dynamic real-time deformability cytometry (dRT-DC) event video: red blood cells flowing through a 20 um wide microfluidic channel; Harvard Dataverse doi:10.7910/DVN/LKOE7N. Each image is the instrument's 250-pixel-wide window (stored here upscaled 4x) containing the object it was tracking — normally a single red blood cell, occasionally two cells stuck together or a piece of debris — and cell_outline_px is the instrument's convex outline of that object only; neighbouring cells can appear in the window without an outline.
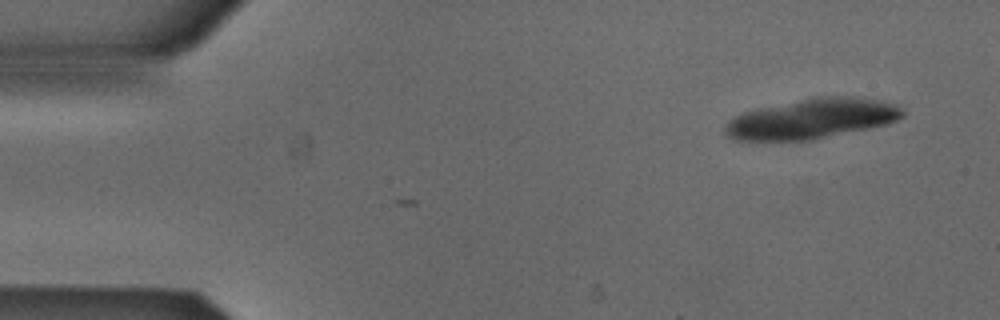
{"species": "Egyptian fruit bat (a non-hibernating species)", "species_latin": "Rousettus aegyptiacus", "temperature_condition": "cold", "stored_images_in_passage": 3, "camera_frame_rate_fps": 3000, "um_per_image_px": 0.085, "animal": {"sex": "male"}, "frame": {"image": 1, "passage_image": 1, "time_ms": 0.0, "image_size_px": [1000, 320], "cell_outline_px": [[904, 116], [888, 124], [812, 140], [732, 140], [724, 132], [724, 128], [728, 120], [744, 112], [760, 108], [812, 96], [856, 96], [896, 104], [904, 112]], "centroid_in_image_um": [69.01, 10.08], "position_along_channel_um": 16.0, "area_um2": 41.44}}